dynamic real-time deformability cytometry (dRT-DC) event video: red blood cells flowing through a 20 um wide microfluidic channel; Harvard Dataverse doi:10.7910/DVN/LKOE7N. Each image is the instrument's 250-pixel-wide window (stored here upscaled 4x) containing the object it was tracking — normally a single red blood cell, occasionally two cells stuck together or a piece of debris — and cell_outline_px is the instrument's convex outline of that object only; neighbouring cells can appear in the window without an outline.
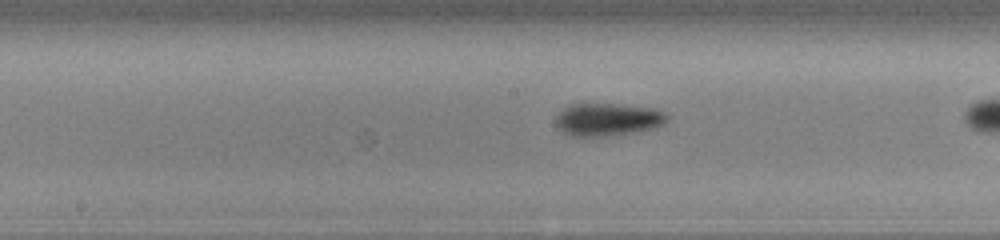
{"species": "common noctule bat (a hibernating species)", "species_latin": "Nyctalus noctula", "temperature_condition": "cold", "stored_images_in_passage": 34, "camera_frame_rate_fps": 3000, "um_per_image_px": 0.085, "animal": {"sex": "male", "body_mass_g": 13.0, "forearm_length_mm": 53.1}, "frame": {"image": 1, "passage_image": 20, "time_ms": 6.333, "image_size_px": [1000, 240], "cell_outline_px": [[668, 120], [664, 124], [652, 128], [604, 136], [572, 136], [556, 128], [556, 116], [568, 104], [612, 104], [656, 108], [664, 112], [668, 116]], "centroid_in_image_um": [51.63, 10.14], "position_along_channel_um": 196.6, "area_um2": 20.98}}